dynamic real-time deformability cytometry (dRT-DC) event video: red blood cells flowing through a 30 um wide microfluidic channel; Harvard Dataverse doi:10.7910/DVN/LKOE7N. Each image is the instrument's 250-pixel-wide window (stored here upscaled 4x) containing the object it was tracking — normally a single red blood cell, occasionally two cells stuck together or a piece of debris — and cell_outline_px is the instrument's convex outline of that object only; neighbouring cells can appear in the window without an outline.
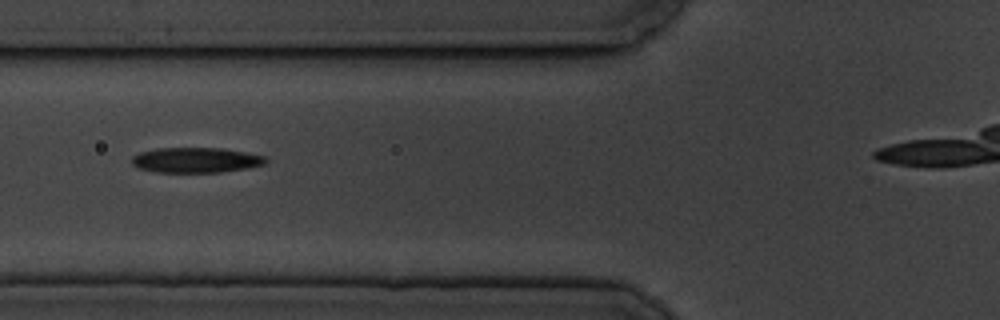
{"species": "common noctule bat (a hibernating species)", "species_latin": "Nyctalus noctula", "temperature_condition": "cold", "stored_images_in_passage": 11, "segment_of_instrument_passage": [1, 2], "camera_frame_rate_fps": 3000, "um_per_image_px": 0.085, "animal": {"sex": "male", "body_mass_g": 19.5, "forearm_length_mm": 54.6}, "frame": {"image": 1, "passage_image": 5, "time_ms": 4.333, "image_size_px": [1000, 320], "cell_outline_px": [[268, 160], [264, 164], [248, 168], [220, 172], [156, 172], [140, 168], [132, 164], [132, 156], [140, 152], [156, 148], [224, 148], [264, 156]], "centroid_in_image_um": [16.64, 13.6], "position_along_channel_um": 109.2, "area_um2": 19.59}}
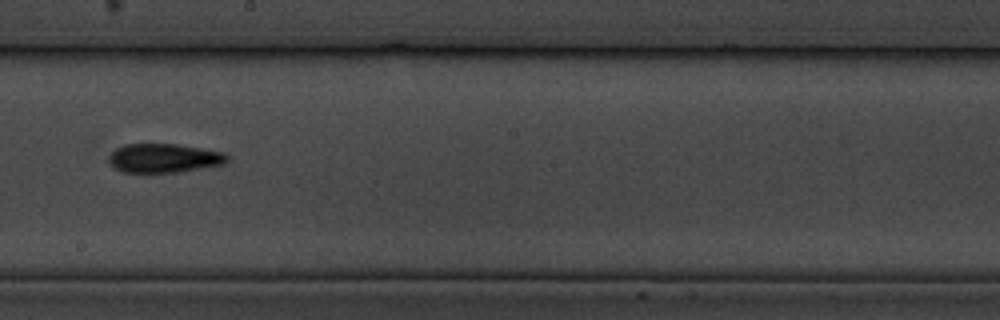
{"frame": {"image": 2, "passage_image": 8, "time_ms": 8.0, "image_size_px": [1000, 320], "cell_outline_px": [[228, 160], [224, 164], [180, 172], [152, 176], [124, 172], [116, 168], [108, 160], [108, 156], [116, 148], [124, 144], [176, 144], [224, 152], [228, 156]], "centroid_in_image_um": [13.91, 13.49], "position_along_channel_um": 234.3, "area_um2": 20.69}}
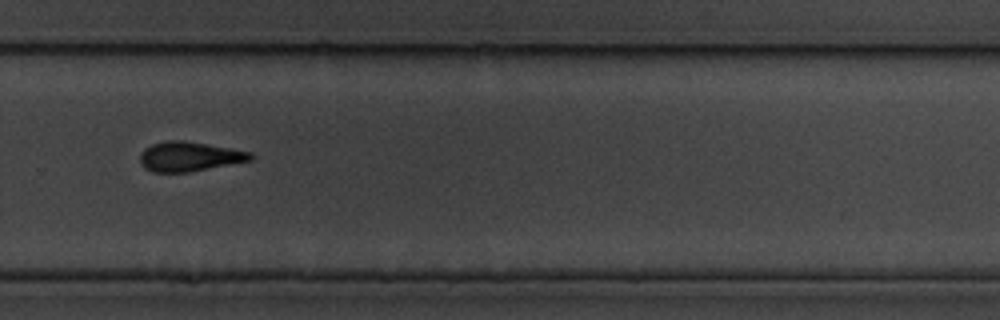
{"frame": {"image": 3, "passage_image": 10, "time_ms": 10.333, "image_size_px": [1000, 320], "cell_outline_px": [[256, 156], [252, 160], [188, 172], [152, 172], [144, 168], [140, 164], [140, 156], [144, 148], [152, 144], [168, 140], [184, 140], [252, 152]], "centroid_in_image_um": [16.09, 13.3], "position_along_channel_um": 313.7, "area_um2": 19.07}}